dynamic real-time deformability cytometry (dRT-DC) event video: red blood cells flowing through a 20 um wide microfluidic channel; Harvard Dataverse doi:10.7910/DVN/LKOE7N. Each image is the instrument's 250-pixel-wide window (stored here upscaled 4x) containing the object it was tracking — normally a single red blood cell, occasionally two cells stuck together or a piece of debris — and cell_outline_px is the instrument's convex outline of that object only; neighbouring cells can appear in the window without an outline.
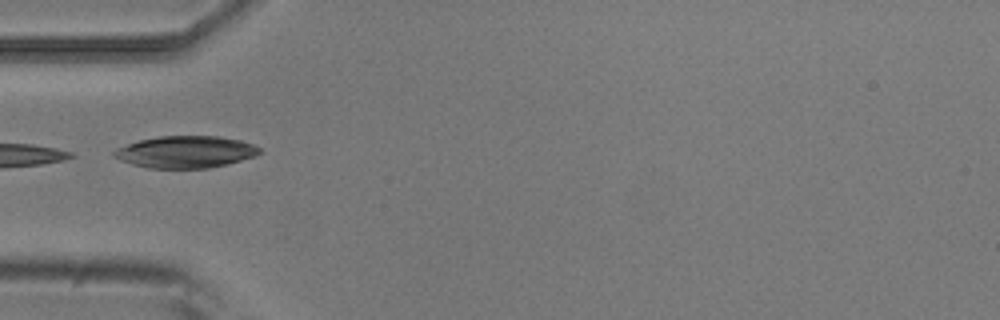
{"species": "common noctule bat (a hibernating species)", "species_latin": "Nyctalus noctula", "temperature_condition": "room temperature", "stored_images_in_passage": 5, "camera_frame_rate_fps": 3000, "um_per_image_px": 0.085, "animal": {"sex": "male", "body_mass_g": 20.5, "forearm_length_mm": 52.5}, "frame": {"image": 1, "passage_image": 5, "time_ms": 1.333, "image_size_px": [1000, 320], "cell_outline_px": [[260, 152], [256, 156], [208, 168], [148, 168], [132, 164], [120, 160], [112, 156], [112, 152], [116, 148], [140, 140], [160, 136], [216, 136], [240, 140], [252, 144], [260, 148]], "centroid_in_image_um": [15.74, 12.91], "position_along_channel_um": 69.3, "area_um2": 26.88}}